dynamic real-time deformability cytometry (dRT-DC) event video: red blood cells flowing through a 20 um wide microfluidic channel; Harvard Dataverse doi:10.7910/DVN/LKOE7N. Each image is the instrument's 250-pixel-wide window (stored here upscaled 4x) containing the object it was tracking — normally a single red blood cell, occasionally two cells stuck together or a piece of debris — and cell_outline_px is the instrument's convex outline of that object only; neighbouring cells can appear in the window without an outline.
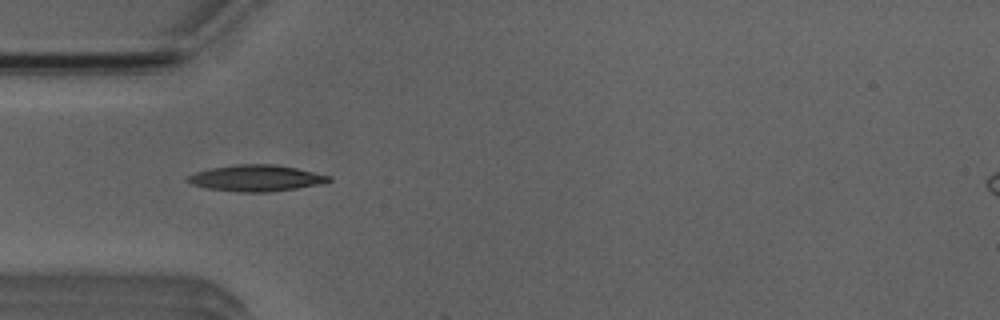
{"species": "Egyptian fruit bat (a non-hibernating species)", "species_latin": "Rousettus aegyptiacus", "temperature_condition": "room temperature", "stored_images_in_passage": 7, "camera_frame_rate_fps": 3000, "um_per_image_px": 0.085, "animal": {"sex": "male"}, "frame": {"image": 1, "passage_image": 4, "time_ms": 4.333, "image_size_px": [1000, 320], "cell_outline_px": [[332, 180], [320, 184], [296, 188], [268, 192], [240, 192], [204, 188], [192, 184], [184, 180], [188, 176], [196, 172], [212, 168], [236, 164], [272, 164], [296, 168], [332, 176]], "centroid_in_image_um": [21.75, 15.14], "position_along_channel_um": 63.2, "area_um2": 21.56}}
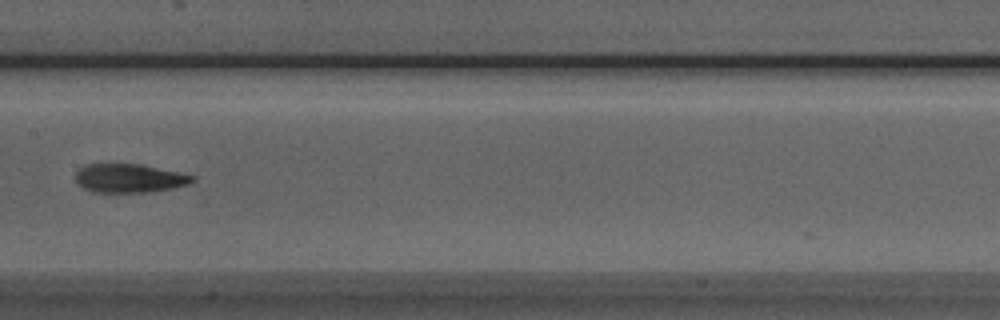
{"frame": {"image": 2, "passage_image": 7, "time_ms": 7.667, "image_size_px": [1000, 320], "cell_outline_px": [[196, 180], [188, 184], [172, 188], [148, 192], [92, 192], [84, 188], [76, 180], [76, 172], [80, 168], [88, 164], [144, 164], [184, 172], [196, 176]], "centroid_in_image_um": [11.08, 15.13], "position_along_channel_um": 196.3, "area_um2": 19.77}}